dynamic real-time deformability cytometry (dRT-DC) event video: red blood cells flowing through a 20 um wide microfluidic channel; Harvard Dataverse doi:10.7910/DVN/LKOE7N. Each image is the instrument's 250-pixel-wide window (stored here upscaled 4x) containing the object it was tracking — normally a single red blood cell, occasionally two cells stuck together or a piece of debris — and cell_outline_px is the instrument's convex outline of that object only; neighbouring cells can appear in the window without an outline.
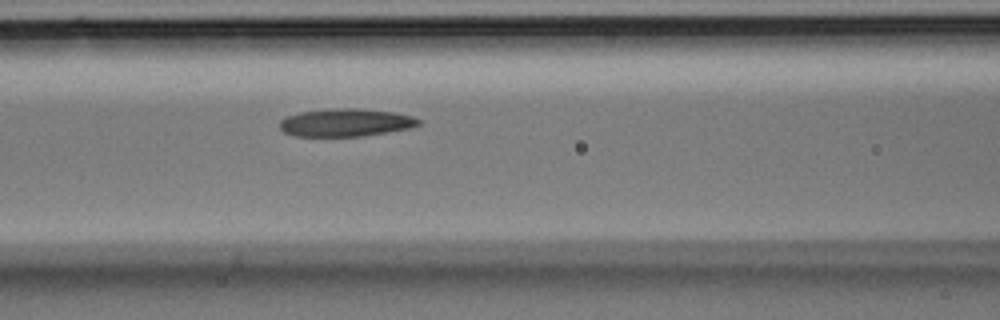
{"species": "Egyptian fruit bat (a non-hibernating species)", "species_latin": "Rousettus aegyptiacus", "temperature_condition": "room temperature", "stored_images_in_passage": 3, "camera_frame_rate_fps": 3000, "um_per_image_px": 0.085, "animal": {"sex": "male"}, "frame": {"image": 1, "passage_image": 3, "time_ms": 0.667, "image_size_px": [1000, 320], "cell_outline_px": [[420, 124], [408, 128], [388, 132], [364, 136], [296, 136], [284, 132], [280, 128], [280, 120], [288, 116], [300, 112], [336, 108], [360, 108], [392, 112], [412, 116], [420, 120]], "centroid_in_image_um": [29.38, 10.42], "position_along_channel_um": 137.2, "area_um2": 22.37}}